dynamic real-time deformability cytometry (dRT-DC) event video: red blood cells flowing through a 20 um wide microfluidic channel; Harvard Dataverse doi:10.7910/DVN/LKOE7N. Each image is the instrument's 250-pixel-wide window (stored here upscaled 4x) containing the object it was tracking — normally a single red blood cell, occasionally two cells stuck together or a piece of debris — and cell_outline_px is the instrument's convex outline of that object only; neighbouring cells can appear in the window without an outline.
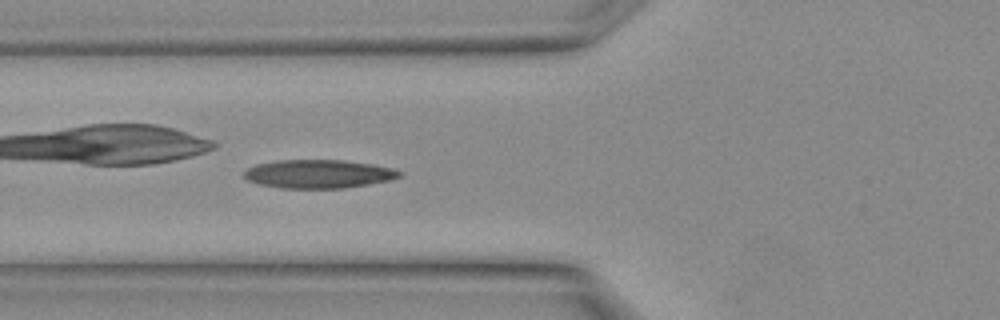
{"species": "Egyptian fruit bat (a non-hibernating species)", "species_latin": "Rousettus aegyptiacus", "temperature_condition": "warm", "stored_images_in_passage": 11, "camera_frame_rate_fps": 3000, "um_per_image_px": 0.085, "animal": {"sex": "female"}, "frame": {"image": 1, "passage_image": 11, "time_ms": 3.333, "image_size_px": [1000, 320], "cell_outline_px": [[404, 172], [400, 176], [388, 180], [368, 184], [344, 188], [280, 188], [260, 184], [248, 180], [244, 176], [244, 172], [248, 168], [256, 164], [276, 160], [344, 160], [372, 164], [392, 168]], "centroid_in_image_um": [27.07, 14.78], "position_along_channel_um": 98.7, "area_um2": 25.72}}